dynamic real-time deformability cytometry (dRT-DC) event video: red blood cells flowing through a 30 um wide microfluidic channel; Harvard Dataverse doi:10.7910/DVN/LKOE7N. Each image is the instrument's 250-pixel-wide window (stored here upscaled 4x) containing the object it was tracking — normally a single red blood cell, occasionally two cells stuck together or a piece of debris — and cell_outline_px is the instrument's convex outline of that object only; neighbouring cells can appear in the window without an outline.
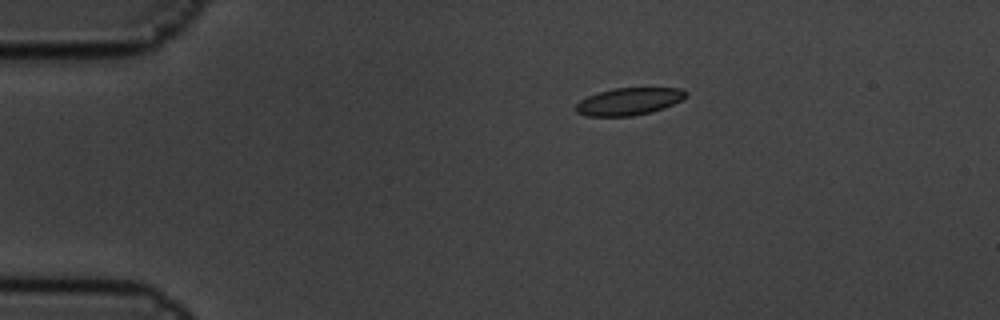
{"species": "common noctule bat (a hibernating species)", "species_latin": "Nyctalus noctula", "temperature_condition": "cold", "stored_images_in_passage": 4, "camera_frame_rate_fps": 3000, "um_per_image_px": 0.085, "animal": {"sex": "male", "body_mass_g": 19.5, "forearm_length_mm": 54.6}, "frame": {"image": 1, "passage_image": 1, "time_ms": 0.0, "image_size_px": [1000, 320], "cell_outline_px": [[688, 96], [664, 108], [632, 116], [584, 116], [576, 112], [576, 104], [580, 100], [588, 96], [600, 92], [616, 88], [684, 88], [688, 92]], "centroid_in_image_um": [53.47, 8.62], "position_along_channel_um": 31.5, "area_um2": 17.4}}
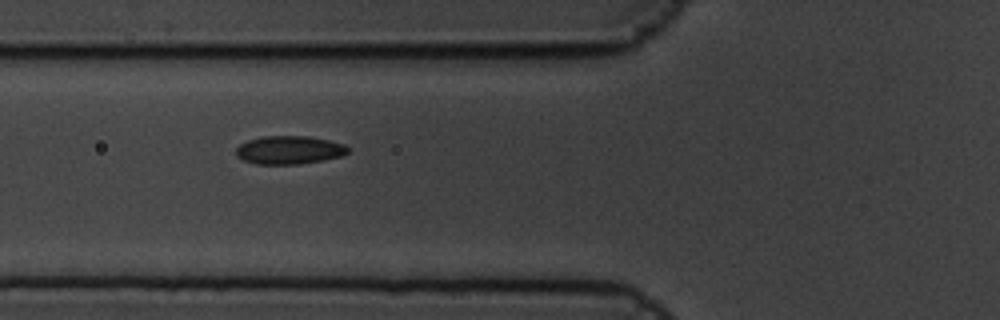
{"frame": {"image": 2, "passage_image": 4, "time_ms": 1.0, "image_size_px": [1000, 320], "cell_outline_px": [[348, 152], [344, 156], [324, 160], [296, 164], [256, 164], [244, 160], [236, 156], [236, 148], [240, 144], [248, 140], [264, 136], [308, 136], [328, 140], [344, 144], [348, 148]], "centroid_in_image_um": [24.59, 12.75], "position_along_channel_um": 101.2, "area_um2": 18.44}}